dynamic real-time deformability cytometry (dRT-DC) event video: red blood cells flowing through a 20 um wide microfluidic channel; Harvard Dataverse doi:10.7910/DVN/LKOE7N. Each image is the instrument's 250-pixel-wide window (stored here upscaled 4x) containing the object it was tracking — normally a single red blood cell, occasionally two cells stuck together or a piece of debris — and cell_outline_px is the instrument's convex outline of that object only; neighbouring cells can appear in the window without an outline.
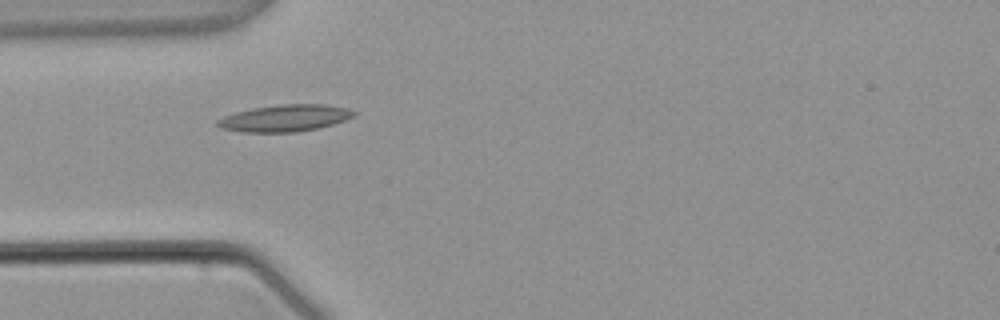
{"species": "common noctule bat (a hibernating species)", "species_latin": "Nyctalus noctula", "temperature_condition": "warm", "stored_images_in_passage": 4, "camera_frame_rate_fps": 3000, "um_per_image_px": 0.085, "animal": {"sex": "male", "body_mass_g": 21.5, "forearm_length_mm": 52.0}, "frame": {"image": 1, "passage_image": 3, "time_ms": 2.667, "image_size_px": [1000, 320], "cell_outline_px": [[360, 112], [356, 116], [332, 124], [316, 128], [296, 132], [244, 132], [220, 128], [216, 124], [216, 120], [224, 116], [236, 112], [252, 108], [280, 104], [324, 104], [344, 108]], "centroid_in_image_um": [24.22, 10.03], "position_along_channel_um": 60.8, "area_um2": 21.27}}
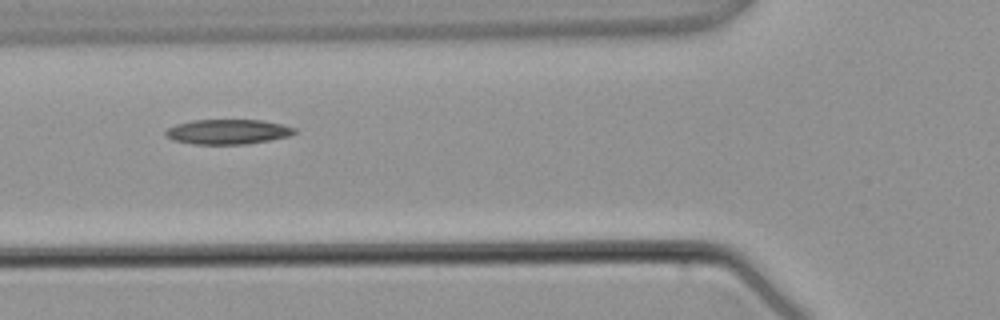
{"frame": {"image": 2, "passage_image": 4, "time_ms": 3.667, "image_size_px": [1000, 320], "cell_outline_px": [[296, 132], [288, 136], [268, 140], [244, 144], [192, 144], [172, 140], [164, 132], [168, 128], [176, 124], [192, 120], [260, 120], [280, 124], [296, 128]], "centroid_in_image_um": [19.33, 11.2], "position_along_channel_um": 106.5, "area_um2": 18.5}}